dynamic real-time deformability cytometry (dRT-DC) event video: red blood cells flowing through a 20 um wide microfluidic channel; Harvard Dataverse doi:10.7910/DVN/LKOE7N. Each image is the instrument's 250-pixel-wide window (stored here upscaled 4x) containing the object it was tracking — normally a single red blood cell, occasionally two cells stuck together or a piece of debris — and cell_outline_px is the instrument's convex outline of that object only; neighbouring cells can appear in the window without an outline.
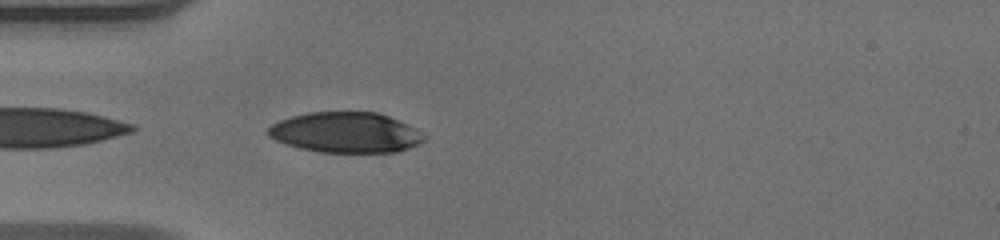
{"species": "human", "species_latin": "Homo sapiens", "temperature_condition": "warm", "stored_images_in_passage": 20, "camera_frame_rate_fps": 3000, "um_per_image_px": 0.085, "donor": {"sex": "male"}, "frame": {"image": 1, "passage_image": 1, "time_ms": 0.0, "image_size_px": [1000, 240], "cell_outline_px": [[428, 136], [420, 144], [396, 152], [320, 152], [300, 148], [276, 140], [268, 136], [264, 132], [272, 124], [280, 120], [292, 116], [308, 112], [376, 112], [388, 116], [416, 128]], "centroid_in_image_um": [29.4, 11.26], "position_along_channel_um": 55.6, "area_um2": 36.82}}
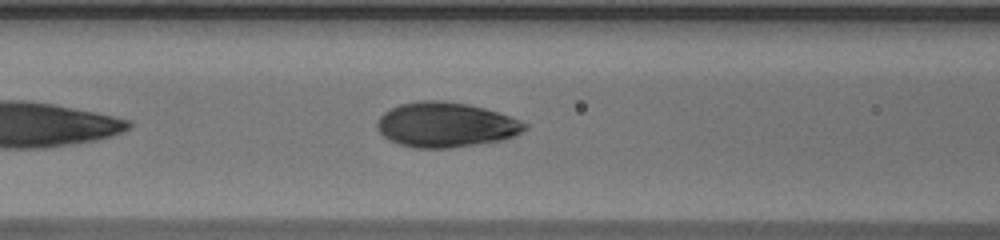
{"frame": {"image": 2, "passage_image": 7, "time_ms": 2.0, "image_size_px": [1000, 240], "cell_outline_px": [[528, 128], [504, 140], [452, 148], [416, 148], [400, 144], [388, 140], [376, 128], [376, 124], [380, 116], [384, 112], [400, 104], [420, 100], [440, 100], [468, 104], [484, 108], [520, 120], [528, 124]], "centroid_in_image_um": [37.88, 10.61], "position_along_channel_um": 128.7, "area_um2": 38.61}}
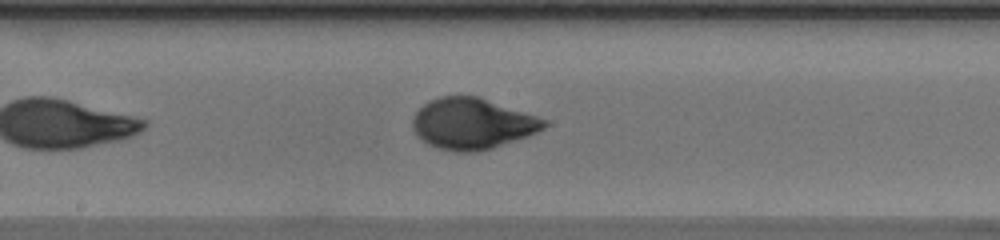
{"frame": {"image": 3, "passage_image": 13, "time_ms": 4.0, "image_size_px": [1000, 240], "cell_outline_px": [[548, 124], [544, 128], [528, 136], [492, 148], [476, 152], [456, 152], [436, 148], [420, 140], [416, 136], [412, 128], [412, 120], [416, 112], [428, 100], [440, 96], [480, 96], [548, 120]], "centroid_in_image_um": [40.12, 10.51], "position_along_channel_um": 208.1, "area_um2": 39.42}}